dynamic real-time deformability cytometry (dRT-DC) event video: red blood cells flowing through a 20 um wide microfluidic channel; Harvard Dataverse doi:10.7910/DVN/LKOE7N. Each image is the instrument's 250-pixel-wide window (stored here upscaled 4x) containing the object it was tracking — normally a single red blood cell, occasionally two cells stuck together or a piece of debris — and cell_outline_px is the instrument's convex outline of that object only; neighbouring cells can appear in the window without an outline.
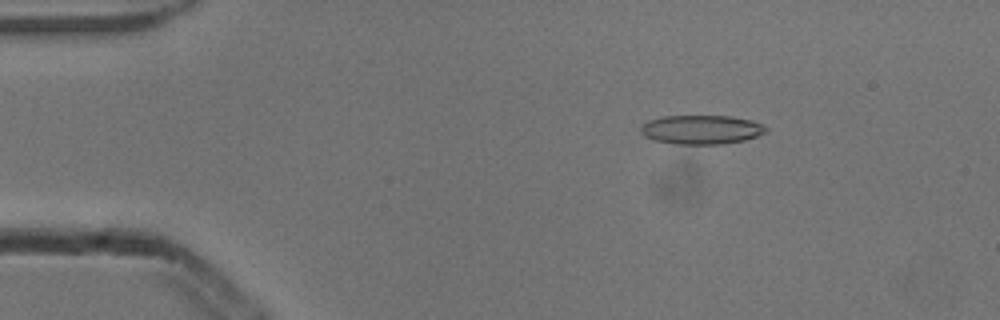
{"species": "common noctule bat (a hibernating species)", "species_latin": "Nyctalus noctula", "temperature_condition": "cold", "stored_images_in_passage": 5, "camera_frame_rate_fps": 3000, "um_per_image_px": 0.085, "animal": {"sex": "male", "body_mass_g": 13.3}, "frame": {"image": 1, "passage_image": 3, "time_ms": 0.667, "image_size_px": [1000, 320], "cell_outline_px": [[768, 128], [764, 132], [756, 136], [744, 140], [720, 144], [676, 144], [656, 140], [644, 136], [640, 132], [640, 124], [648, 120], [664, 116], [732, 116], [752, 120], [764, 124]], "centroid_in_image_um": [59.6, 11.0], "position_along_channel_um": 25.4, "area_um2": 21.27}}